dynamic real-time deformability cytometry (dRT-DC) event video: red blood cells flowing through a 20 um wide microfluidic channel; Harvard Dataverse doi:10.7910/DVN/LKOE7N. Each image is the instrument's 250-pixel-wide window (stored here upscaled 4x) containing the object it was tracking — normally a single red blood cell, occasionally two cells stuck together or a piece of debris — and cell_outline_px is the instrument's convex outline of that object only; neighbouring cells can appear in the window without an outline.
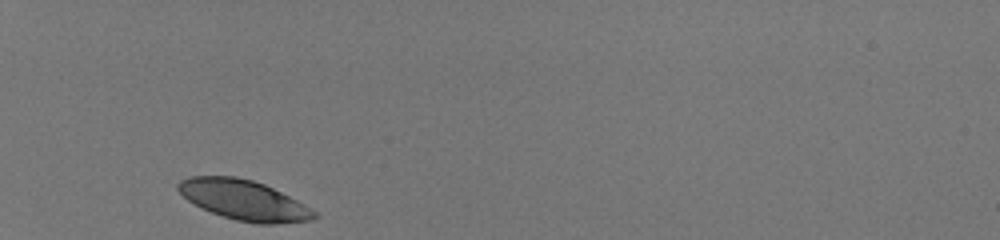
{"species": "human", "species_latin": "Homo sapiens", "temperature_condition": "room temperature", "stored_images_in_passage": 29, "camera_frame_rate_fps": 3000, "um_per_image_px": 0.085, "donor": {"sex": "male"}, "frame": {"image": 1, "passage_image": 1, "time_ms": 0.0, "image_size_px": [1000, 240], "cell_outline_px": [[316, 216], [312, 220], [276, 224], [260, 224], [236, 220], [212, 212], [188, 200], [176, 188], [176, 184], [180, 180], [192, 176], [236, 176], [252, 180], [264, 184], [296, 200], [316, 212]], "centroid_in_image_um": [20.71, 17.0], "position_along_channel_um": 64.3, "area_um2": 31.27}}
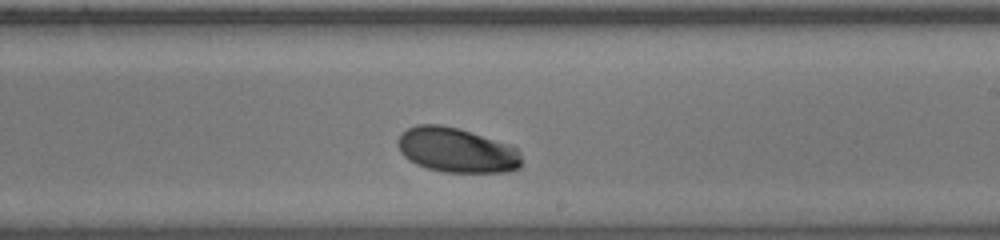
{"frame": {"image": 2, "passage_image": 17, "time_ms": 5.333, "image_size_px": [1000, 240], "cell_outline_px": [[520, 168], [508, 172], [444, 172], [428, 168], [416, 164], [408, 160], [400, 152], [396, 144], [396, 140], [400, 132], [416, 124], [440, 124], [460, 128], [512, 144], [520, 152]], "centroid_in_image_um": [38.79, 12.74], "position_along_channel_um": 250.2, "area_um2": 32.89}}
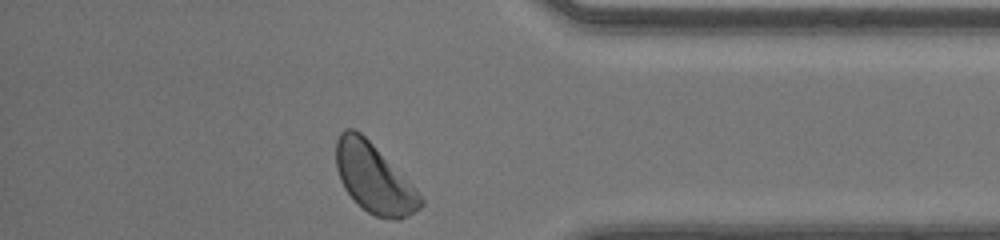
{"frame": {"image": 3, "passage_image": 29, "time_ms": 9.333, "image_size_px": [1000, 240], "cell_outline_px": [[424, 204], [420, 208], [408, 216], [400, 220], [396, 220], [376, 216], [368, 212], [356, 204], [344, 188], [340, 180], [336, 168], [336, 140], [340, 132], [344, 128], [352, 128], [360, 132], [416, 188], [424, 200]], "centroid_in_image_um": [31.77, 15.17], "position_along_channel_um": 403.4, "area_um2": 33.99}, "authors_computed_cell_mechanics": {"area_um2": 32.2524, "velocity_mm_per_s": 4.0309, "shape_relaxation_time_tau1_ms": 2.0288, "shape_relaxation_time_tau2_ms": null, "deformation_change_tau1": 0.1167, "deformation_change_tau2": null}}